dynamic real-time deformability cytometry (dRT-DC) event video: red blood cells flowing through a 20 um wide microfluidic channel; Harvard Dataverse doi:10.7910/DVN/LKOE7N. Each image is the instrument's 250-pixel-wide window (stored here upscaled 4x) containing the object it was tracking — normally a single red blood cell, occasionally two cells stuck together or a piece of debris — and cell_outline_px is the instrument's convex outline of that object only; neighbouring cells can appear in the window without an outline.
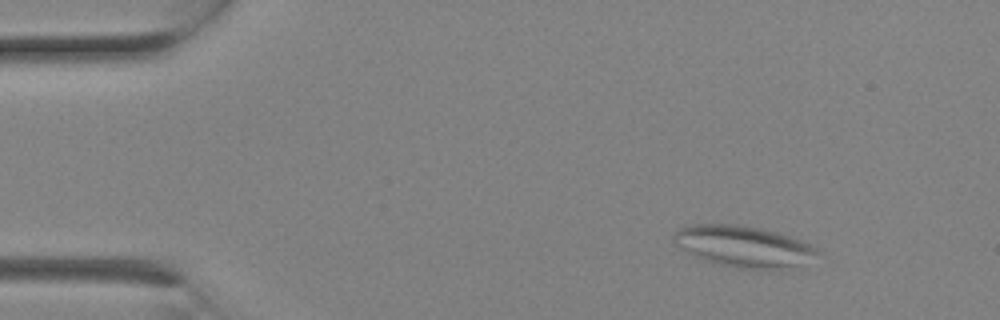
{"species": "Egyptian fruit bat (a non-hibernating species)", "species_latin": "Rousettus aegyptiacus", "temperature_condition": "room temperature", "stored_images_in_passage": 2, "camera_frame_rate_fps": 3000, "um_per_image_px": 0.085, "animal": {"sex": "female"}, "frame": {"image": 1, "passage_image": 1, "time_ms": 0.0, "image_size_px": [1000, 320], "cell_outline_px": [[820, 252], [784, 272], [756, 272], [736, 268], [704, 260], [680, 248], [672, 240], [672, 236], [680, 228], [688, 224], [736, 224], [760, 228], [776, 232], [800, 240], [816, 248]], "centroid_in_image_um": [63.2, 20.99], "position_along_channel_um": 21.8, "area_um2": 35.08}}